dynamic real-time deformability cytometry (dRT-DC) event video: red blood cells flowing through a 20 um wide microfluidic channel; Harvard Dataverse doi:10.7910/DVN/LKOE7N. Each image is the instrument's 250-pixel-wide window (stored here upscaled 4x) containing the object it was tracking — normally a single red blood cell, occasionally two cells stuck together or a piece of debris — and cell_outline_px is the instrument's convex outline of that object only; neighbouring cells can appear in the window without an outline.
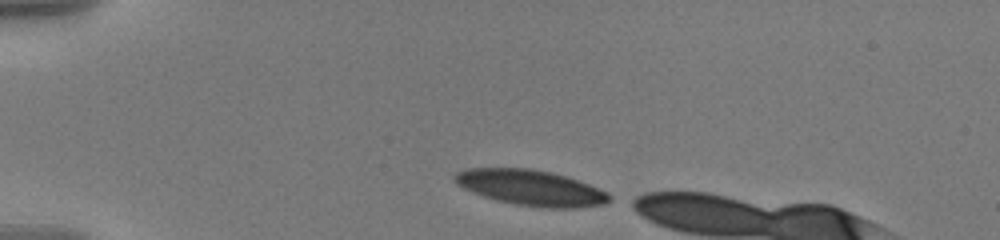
{"species": "human", "species_latin": "Homo sapiens", "temperature_condition": "warm", "stored_images_in_passage": 10, "camera_frame_rate_fps": 3000, "um_per_image_px": 0.085, "donor": {"sex": "male"}, "frame": {"image": 1, "passage_image": 1, "time_ms": 0.0, "image_size_px": [1000, 240], "cell_outline_px": [[612, 196], [604, 204], [576, 208], [540, 208], [516, 204], [496, 200], [472, 192], [456, 184], [452, 180], [452, 176], [456, 172], [464, 168], [532, 168], [568, 176], [608, 192]], "centroid_in_image_um": [45.09, 15.95], "position_along_channel_um": 39.9, "area_um2": 32.31}}
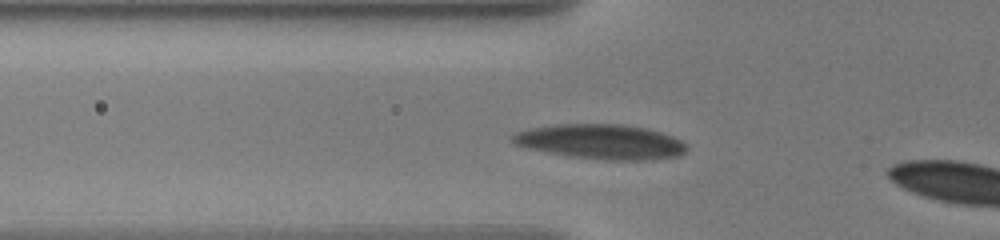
{"frame": {"image": 2, "passage_image": 8, "time_ms": 2.333, "image_size_px": [1000, 240], "cell_outline_px": [[688, 148], [680, 156], [644, 160], [608, 160], [568, 156], [528, 148], [516, 144], [508, 140], [508, 136], [516, 132], [528, 128], [556, 124], [624, 124], [648, 128], [672, 136], [680, 140]], "centroid_in_image_um": [51.04, 12.04], "position_along_channel_um": 74.8, "area_um2": 35.49}}